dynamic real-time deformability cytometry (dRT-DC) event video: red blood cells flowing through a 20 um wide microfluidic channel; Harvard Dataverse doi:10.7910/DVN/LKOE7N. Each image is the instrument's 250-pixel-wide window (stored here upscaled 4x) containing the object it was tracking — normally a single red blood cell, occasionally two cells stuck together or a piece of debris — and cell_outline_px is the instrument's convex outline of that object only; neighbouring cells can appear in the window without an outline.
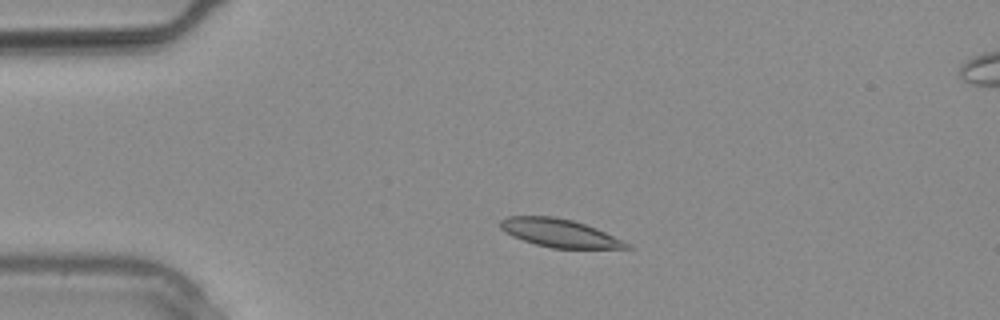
{"species": "common noctule bat (a hibernating species)", "species_latin": "Nyctalus noctula", "temperature_condition": "warm", "stored_images_in_passage": 2, "camera_frame_rate_fps": 3000, "um_per_image_px": 0.085, "animal": {"sex": "male", "body_mass_g": 20.4}, "frame": {"image": 1, "passage_image": 1, "time_ms": 0.0, "image_size_px": [1000, 320], "cell_outline_px": [[632, 248], [552, 248], [536, 244], [512, 236], [504, 232], [500, 228], [500, 220], [508, 216], [552, 216], [572, 220], [596, 228], [632, 244]], "centroid_in_image_um": [47.55, 19.8], "position_along_channel_um": 37.4, "area_um2": 20.58}}